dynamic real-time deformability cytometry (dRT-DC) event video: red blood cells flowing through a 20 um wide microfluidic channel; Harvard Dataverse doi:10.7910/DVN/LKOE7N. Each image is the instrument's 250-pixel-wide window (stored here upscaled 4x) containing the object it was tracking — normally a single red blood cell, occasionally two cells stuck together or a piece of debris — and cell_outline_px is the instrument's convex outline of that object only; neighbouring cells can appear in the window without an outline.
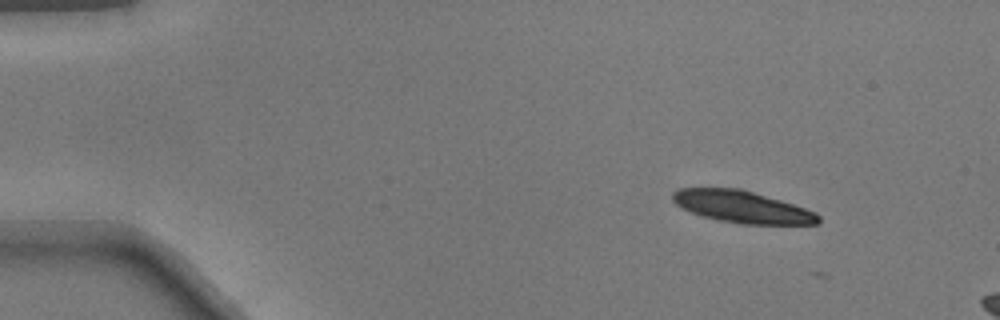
{"species": "common noctule bat (a hibernating species)", "species_latin": "Nyctalus noctula", "temperature_condition": "warm", "stored_images_in_passage": 3, "camera_frame_rate_fps": 3000, "um_per_image_px": 0.085, "animal": {"sex": "male", "body_mass_g": 17.9}, "frame": {"image": 1, "passage_image": 1, "time_ms": 0.0, "image_size_px": [1000, 320], "cell_outline_px": [[820, 224], [740, 224], [720, 220], [704, 216], [680, 208], [672, 200], [672, 192], [680, 188], [740, 188], [780, 200], [816, 212], [820, 216]], "centroid_in_image_um": [63.07, 17.58], "position_along_channel_um": 21.9, "area_um2": 26.99}}